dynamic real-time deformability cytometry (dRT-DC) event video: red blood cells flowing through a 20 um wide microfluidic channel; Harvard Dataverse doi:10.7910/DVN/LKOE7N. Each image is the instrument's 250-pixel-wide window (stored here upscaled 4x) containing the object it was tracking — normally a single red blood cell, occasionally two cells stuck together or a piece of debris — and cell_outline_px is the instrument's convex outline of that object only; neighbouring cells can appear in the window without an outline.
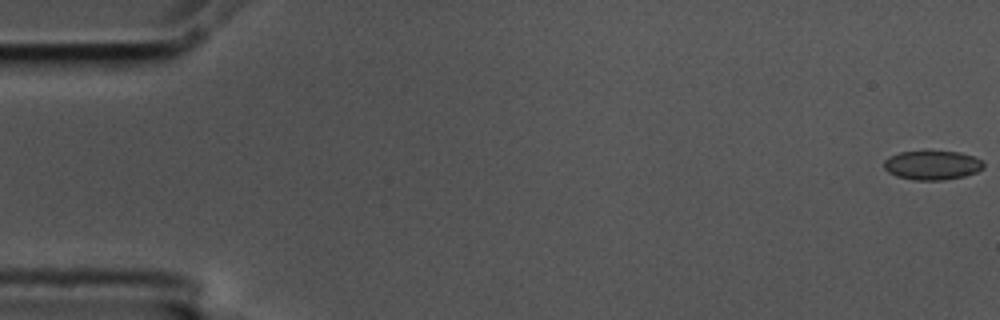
{"species": "common noctule bat (a hibernating species)", "species_latin": "Nyctalus noctula", "temperature_condition": "cold", "stored_images_in_passage": 57, "camera_frame_rate_fps": 3000, "um_per_image_px": 0.085, "animal": {"sex": "male", "body_mass_g": 17.5, "forearm_length_mm": 52.3}, "frame": {"image": 1, "passage_image": 1, "time_ms": 0.0, "image_size_px": [1000, 320], "cell_outline_px": [[984, 168], [976, 172], [964, 176], [944, 180], [912, 180], [896, 176], [888, 172], [884, 168], [884, 160], [888, 156], [900, 152], [960, 152], [972, 156], [980, 160], [984, 164]], "centroid_in_image_um": [79.21, 14.05], "position_along_channel_um": 5.8, "area_um2": 16.82}}
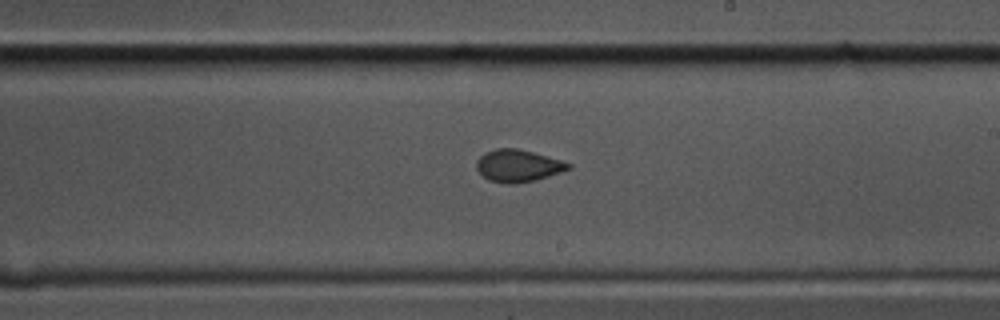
{"frame": {"image": 2, "passage_image": 33, "time_ms": 10.667, "image_size_px": [1000, 320], "cell_outline_px": [[572, 168], [536, 180], [516, 184], [508, 184], [488, 180], [476, 168], [476, 160], [484, 152], [496, 148], [516, 148], [532, 152], [560, 160], [572, 164]], "centroid_in_image_um": [44.01, 14.09], "position_along_channel_um": 245.0, "area_um2": 17.22}}
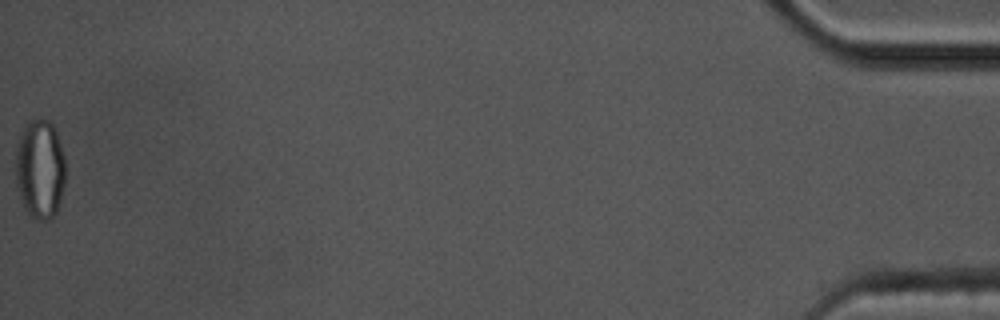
{"frame": {"image": 3, "passage_image": 57, "time_ms": 18.667, "image_size_px": [1000, 320], "cell_outline_px": [[64, 184], [60, 200], [56, 212], [52, 220], [36, 220], [24, 208], [16, 188], [16, 148], [24, 124], [28, 120], [40, 116], [48, 120], [52, 124], [56, 132], [64, 156]], "centroid_in_image_um": [3.38, 14.35], "position_along_channel_um": 431.8, "area_um2": 29.19}, "authors_computed_cell_mechanics": {"area_um2": 17.7446, "velocity_mm_per_s": 3.5958, "shape_relaxation_time_tau1_ms": 6.4793, "shape_relaxation_time_tau2_ms": 1.0854, "deformation_change_tau1": 0.1175, "deformation_change_tau2": 0.0415}}